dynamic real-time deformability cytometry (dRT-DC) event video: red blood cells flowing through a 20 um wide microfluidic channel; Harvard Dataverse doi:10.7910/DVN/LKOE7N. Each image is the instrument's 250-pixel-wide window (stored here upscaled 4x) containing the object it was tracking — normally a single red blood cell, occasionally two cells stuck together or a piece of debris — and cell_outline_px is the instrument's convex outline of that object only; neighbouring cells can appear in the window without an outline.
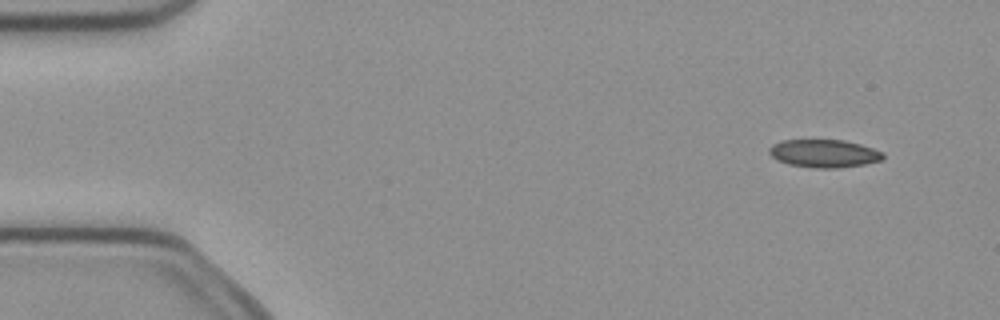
{"species": "common noctule bat (a hibernating species)", "species_latin": "Nyctalus noctula", "temperature_condition": "cold", "stored_images_in_passage": 5, "camera_frame_rate_fps": 3000, "um_per_image_px": 0.085, "animal": {"sex": "female", "body_mass_g": 21.9}, "frame": {"image": 1, "passage_image": 2, "time_ms": 0.333, "image_size_px": [1000, 320], "cell_outline_px": [[884, 160], [864, 164], [840, 168], [812, 168], [788, 164], [772, 156], [768, 152], [768, 148], [772, 144], [780, 140], [844, 140], [860, 144], [884, 152]], "centroid_in_image_um": [70.06, 13.04], "position_along_channel_um": 14.9, "area_um2": 18.67}}